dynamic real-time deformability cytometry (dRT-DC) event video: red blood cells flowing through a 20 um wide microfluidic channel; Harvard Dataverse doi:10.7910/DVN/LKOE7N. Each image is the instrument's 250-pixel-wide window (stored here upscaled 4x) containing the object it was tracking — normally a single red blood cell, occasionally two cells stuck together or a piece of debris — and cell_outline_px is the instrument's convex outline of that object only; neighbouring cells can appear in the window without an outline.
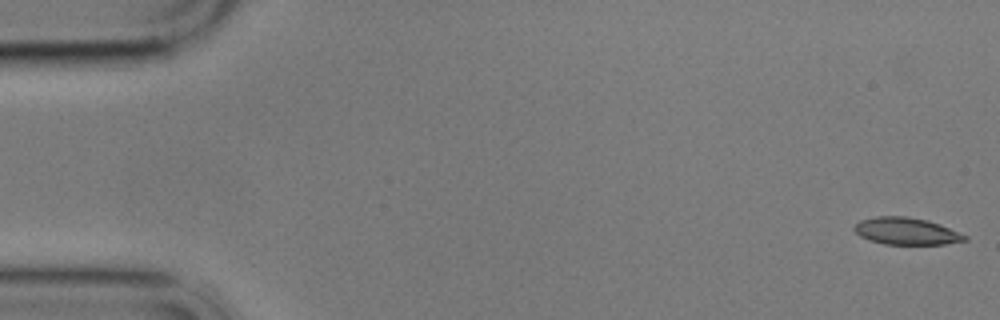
{"species": "common noctule bat (a hibernating species)", "species_latin": "Nyctalus noctula", "temperature_condition": "cold", "stored_images_in_passage": 6, "segment_of_instrument_passage": [1, 2], "camera_frame_rate_fps": 3000, "um_per_image_px": 0.085, "animal": {"sex": "male", "body_mass_g": 17.9}, "frame": {"image": 1, "passage_image": 1, "time_ms": 0.0, "image_size_px": [1000, 320], "cell_outline_px": [[968, 240], [944, 244], [884, 244], [868, 240], [860, 236], [852, 228], [860, 220], [876, 216], [908, 216], [928, 220], [940, 224], [968, 236]], "centroid_in_image_um": [77.03, 19.64], "position_along_channel_um": 8.0, "area_um2": 17.51}}